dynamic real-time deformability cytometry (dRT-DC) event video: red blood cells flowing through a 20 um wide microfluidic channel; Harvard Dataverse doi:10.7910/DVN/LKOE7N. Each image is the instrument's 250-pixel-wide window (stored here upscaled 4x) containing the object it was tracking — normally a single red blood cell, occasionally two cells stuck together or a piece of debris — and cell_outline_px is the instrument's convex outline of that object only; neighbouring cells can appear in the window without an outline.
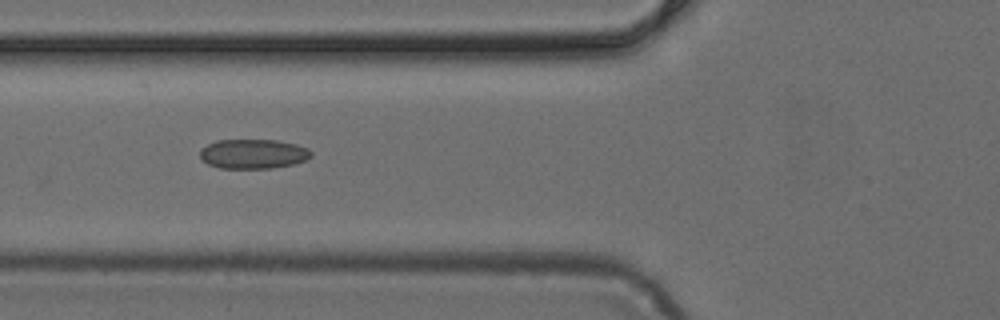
{"species": "common noctule bat (a hibernating species)", "species_latin": "Nyctalus noctula", "temperature_condition": "cold", "stored_images_in_passage": 7, "camera_frame_rate_fps": 3000, "um_per_image_px": 0.085, "animal": {"sex": "female", "body_mass_g": 24.6, "forearm_length_mm": 56.2}, "frame": {"image": 1, "passage_image": 6, "time_ms": 1.667, "image_size_px": [1000, 320], "cell_outline_px": [[312, 156], [308, 160], [292, 164], [272, 168], [220, 168], [208, 164], [200, 160], [200, 148], [216, 140], [276, 140], [296, 144], [308, 148], [312, 152]], "centroid_in_image_um": [21.52, 13.08], "position_along_channel_um": 104.3, "area_um2": 19.31}}
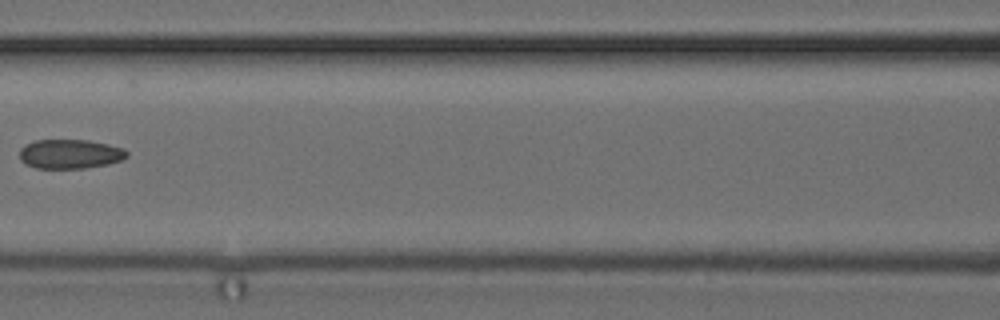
{"frame": {"image": 2, "passage_image": 7, "time_ms": 2.0, "image_size_px": [1000, 320], "cell_outline_px": [[128, 156], [120, 160], [108, 164], [84, 168], [36, 168], [24, 164], [20, 160], [20, 148], [24, 144], [36, 140], [88, 140], [108, 144], [124, 148], [128, 152]], "centroid_in_image_um": [5.93, 13.08], "position_along_channel_um": 160.7, "area_um2": 18.44}}